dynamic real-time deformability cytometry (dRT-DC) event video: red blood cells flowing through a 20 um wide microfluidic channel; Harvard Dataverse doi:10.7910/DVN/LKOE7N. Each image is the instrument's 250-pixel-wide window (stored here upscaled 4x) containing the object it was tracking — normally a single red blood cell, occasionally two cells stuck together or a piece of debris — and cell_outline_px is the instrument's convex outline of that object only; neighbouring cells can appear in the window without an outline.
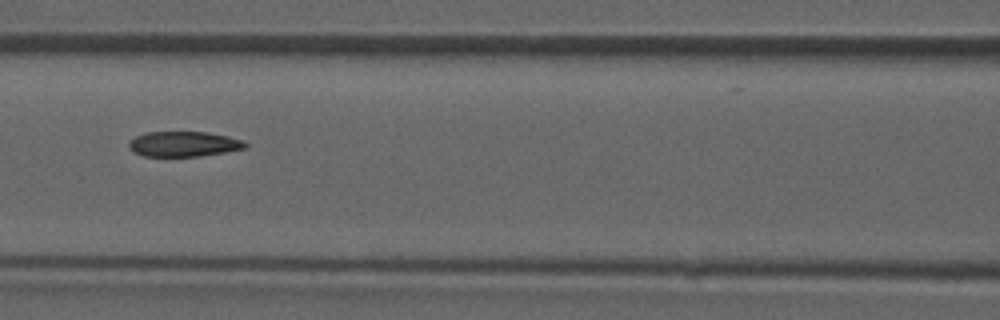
{"species": "common noctule bat (a hibernating species)", "species_latin": "Nyctalus noctula", "temperature_condition": "room temperature", "stored_images_in_passage": 48, "camera_frame_rate_fps": 3000, "um_per_image_px": 0.085, "animal": {"sex": "male", "forearm_length_mm": 52.5}, "frame": {"image": 1, "passage_image": 21, "time_ms": 6.667, "image_size_px": [1000, 320], "cell_outline_px": [[248, 148], [200, 156], [144, 156], [132, 152], [128, 148], [128, 144], [136, 136], [148, 132], [204, 132], [228, 136], [244, 140], [248, 144]], "centroid_in_image_um": [15.64, 12.24], "position_along_channel_um": 151.0, "area_um2": 17.11}}